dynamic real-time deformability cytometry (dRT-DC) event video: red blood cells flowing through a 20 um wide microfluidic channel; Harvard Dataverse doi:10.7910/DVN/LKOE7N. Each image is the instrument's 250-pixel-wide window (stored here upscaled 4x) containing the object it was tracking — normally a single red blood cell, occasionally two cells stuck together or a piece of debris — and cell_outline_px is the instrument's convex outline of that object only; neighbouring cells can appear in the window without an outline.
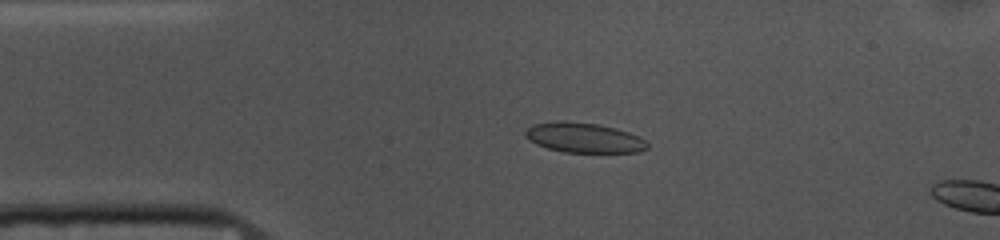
{"species": "common noctule bat (a hibernating species)", "species_latin": "Nyctalus noctula", "temperature_condition": "cold", "stored_images_in_passage": 13, "camera_frame_rate_fps": 3000, "um_per_image_px": 0.085, "animal": {"sex": "female", "body_mass_g": 10.0, "forearm_length_mm": 53.1}, "frame": {"image": 1, "passage_image": 10, "time_ms": 3.0, "image_size_px": [1000, 240], "cell_outline_px": [[648, 148], [640, 152], [564, 152], [548, 148], [536, 144], [524, 136], [524, 132], [532, 124], [560, 120], [596, 124], [616, 128], [628, 132], [644, 140], [648, 144]], "centroid_in_image_um": [49.6, 11.7], "position_along_channel_um": 35.4, "area_um2": 21.15}}